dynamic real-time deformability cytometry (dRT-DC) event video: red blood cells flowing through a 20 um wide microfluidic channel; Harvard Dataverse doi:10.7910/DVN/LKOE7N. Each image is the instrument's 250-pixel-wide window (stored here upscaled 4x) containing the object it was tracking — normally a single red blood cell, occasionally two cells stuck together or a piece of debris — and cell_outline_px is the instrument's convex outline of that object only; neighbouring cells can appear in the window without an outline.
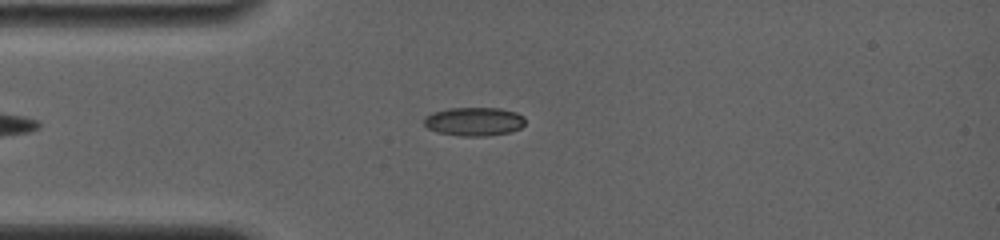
{"species": "common noctule bat (a hibernating species)", "species_latin": "Nyctalus noctula", "temperature_condition": "room temperature", "stored_images_in_passage": 5, "camera_frame_rate_fps": 4000, "um_per_image_px": 0.085, "animal": {"sex": "female", "body_mass_g": 19.0, "forearm_length_mm": 56.7}, "frame": {"image": 1, "passage_image": 5, "time_ms": 3.5, "image_size_px": [1000, 240], "cell_outline_px": [[524, 124], [520, 128], [508, 132], [488, 136], [460, 136], [436, 132], [428, 128], [424, 124], [424, 116], [432, 112], [448, 108], [500, 108], [516, 112], [524, 116]], "centroid_in_image_um": [40.27, 10.32], "position_along_channel_um": 44.7, "area_um2": 16.99}}